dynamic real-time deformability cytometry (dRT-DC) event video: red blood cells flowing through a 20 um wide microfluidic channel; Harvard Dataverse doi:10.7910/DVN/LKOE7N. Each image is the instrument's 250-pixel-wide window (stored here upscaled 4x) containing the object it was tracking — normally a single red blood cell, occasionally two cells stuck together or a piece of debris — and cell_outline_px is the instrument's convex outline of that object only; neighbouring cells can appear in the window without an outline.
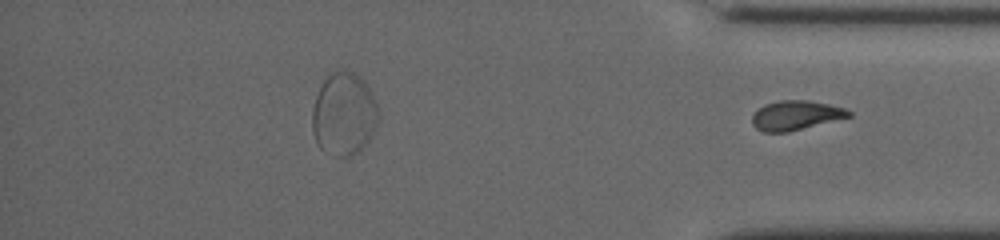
{"species": "common noctule bat (a hibernating species)", "species_latin": "Nyctalus noctula", "temperature_condition": "cold", "stored_images_in_passage": 42, "segment_of_instrument_passage": [2, 2], "camera_frame_rate_fps": 3000, "um_per_image_px": 0.085, "animal": {"sex": "female", "body_mass_g": 19.5, "forearm_length_mm": 54.1}, "frame": {"image": 1, "passage_image": 42, "time_ms": 9.667, "image_size_px": [1000, 240], "cell_outline_px": [[852, 116], [788, 132], [764, 132], [756, 128], [752, 124], [752, 112], [764, 104], [780, 100], [808, 100], [828, 104], [844, 108], [852, 112]], "centroid_in_image_um": [67.61, 9.8], "position_along_channel_um": 367.6, "area_um2": 16.65}}